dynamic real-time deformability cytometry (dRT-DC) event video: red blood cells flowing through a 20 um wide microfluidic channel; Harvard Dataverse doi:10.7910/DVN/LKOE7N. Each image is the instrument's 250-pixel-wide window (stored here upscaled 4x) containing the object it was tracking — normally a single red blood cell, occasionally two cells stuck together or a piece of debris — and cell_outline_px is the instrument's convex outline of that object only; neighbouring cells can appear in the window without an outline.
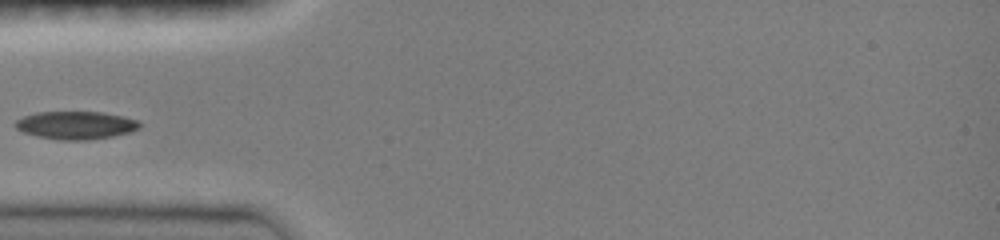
{"species": "common noctule bat (a hibernating species)", "species_latin": "Nyctalus noctula", "temperature_condition": "room temperature", "stored_images_in_passage": 31, "camera_frame_rate_fps": 3000, "um_per_image_px": 0.085, "animal": {"sex": "female", "body_mass_g": 19.0, "forearm_length_mm": 51.5}, "frame": {"image": 1, "passage_image": 1, "time_ms": 0.0, "image_size_px": [1000, 240], "cell_outline_px": [[140, 128], [132, 132], [112, 136], [88, 140], [64, 140], [36, 136], [24, 132], [16, 128], [16, 120], [24, 116], [36, 112], [104, 112], [124, 116], [136, 120], [140, 124]], "centroid_in_image_um": [6.47, 10.64], "position_along_channel_um": 78.5, "area_um2": 20.17}}
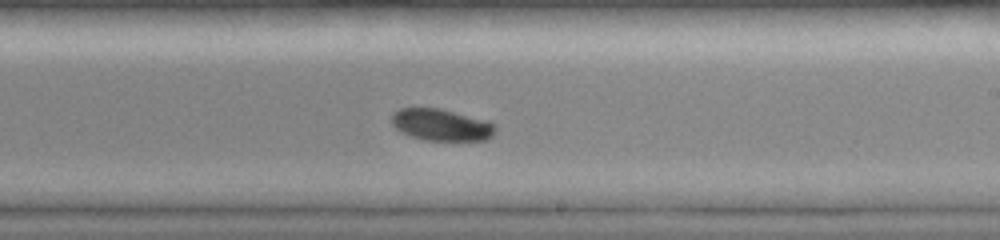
{"frame": {"image": 2, "passage_image": 14, "time_ms": 4.333, "image_size_px": [1000, 240], "cell_outline_px": [[496, 128], [492, 136], [488, 140], [424, 140], [400, 132], [392, 124], [392, 112], [400, 108], [440, 108], [488, 120], [496, 124]], "centroid_in_image_um": [37.53, 10.6], "position_along_channel_um": 251.5, "area_um2": 19.36}}
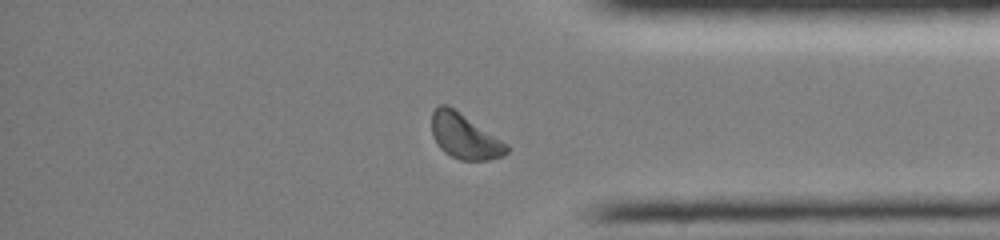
{"frame": {"image": 3, "passage_image": 25, "time_ms": 8.0, "image_size_px": [1000, 240], "cell_outline_px": [[512, 148], [504, 156], [488, 160], [460, 160], [444, 152], [440, 148], [432, 136], [432, 112], [440, 104], [448, 104], [508, 144]], "centroid_in_image_um": [39.51, 11.59], "position_along_channel_um": 395.7, "area_um2": 19.77}}